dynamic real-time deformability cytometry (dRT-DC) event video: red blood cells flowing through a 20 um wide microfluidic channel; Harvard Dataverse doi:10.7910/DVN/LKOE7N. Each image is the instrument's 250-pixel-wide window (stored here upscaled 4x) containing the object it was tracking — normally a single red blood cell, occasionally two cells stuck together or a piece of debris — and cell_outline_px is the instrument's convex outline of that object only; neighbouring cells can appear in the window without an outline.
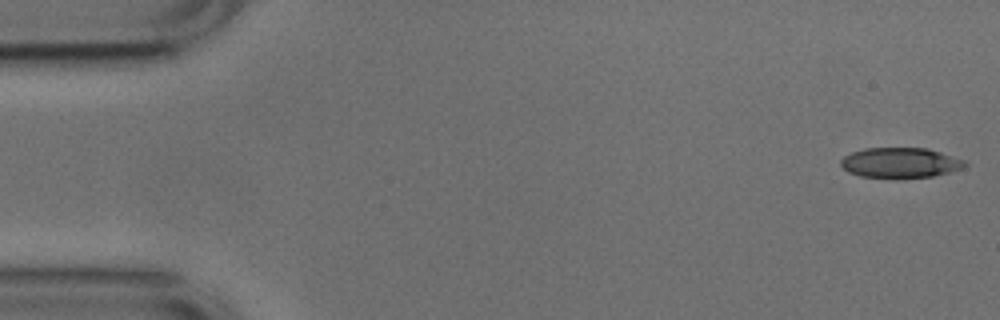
{"species": "common noctule bat (a hibernating species)", "species_latin": "Nyctalus noctula", "temperature_condition": "cold", "stored_images_in_passage": 52, "camera_frame_rate_fps": 3000, "um_per_image_px": 0.085, "animal": {"sex": "male", "body_mass_g": 17.9, "forearm_length_mm": 54.2}, "frame": {"image": 1, "passage_image": 1, "time_ms": 0.0, "image_size_px": [1000, 320], "cell_outline_px": [[968, 164], [964, 168], [932, 176], [896, 180], [860, 176], [848, 172], [840, 164], [840, 160], [844, 156], [852, 152], [864, 148], [928, 148], [968, 160]], "centroid_in_image_um": [76.55, 13.85], "position_along_channel_um": 8.4, "area_um2": 22.54}}
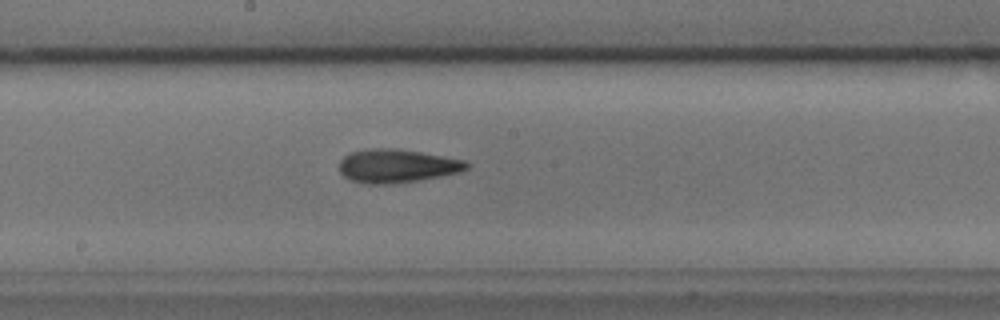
{"frame": {"image": 2, "passage_image": 27, "time_ms": 8.667, "image_size_px": [1000, 320], "cell_outline_px": [[472, 164], [468, 168], [460, 172], [420, 180], [388, 184], [368, 184], [348, 180], [340, 172], [340, 160], [344, 156], [352, 152], [372, 148], [396, 148], [444, 156], [464, 160]], "centroid_in_image_um": [33.75, 14.11], "position_along_channel_um": 214.5, "area_um2": 24.91}}
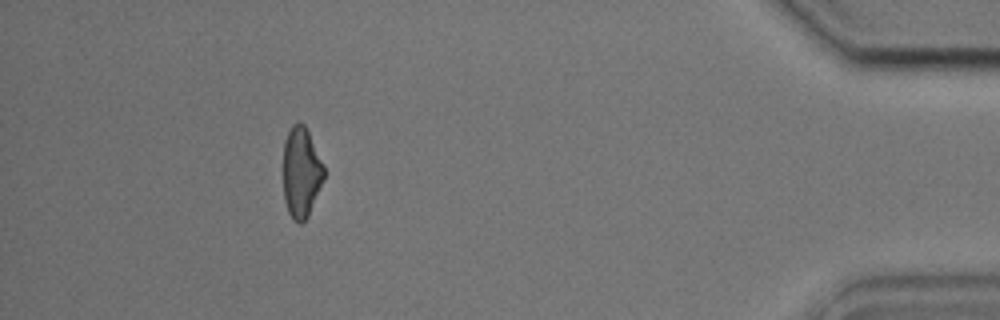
{"frame": {"image": 3, "passage_image": 47, "time_ms": 15.333, "image_size_px": [1000, 320], "cell_outline_px": [[324, 180], [308, 216], [300, 224], [292, 220], [288, 212], [284, 200], [284, 140], [292, 124], [304, 124], [308, 132], [324, 168]], "centroid_in_image_um": [25.59, 14.7], "position_along_channel_um": 409.6, "area_um2": 21.21}, "authors_computed_cell_mechanics": {"area_um2": 22.9466, "velocity_mm_per_s": 3.7912, "shape_relaxation_time_tau1_ms": 3.8487, "shape_relaxation_time_tau2_ms": 6.7459, "deformation_change_tau1": 0.1268, "deformation_change_tau2": 0.1841}}